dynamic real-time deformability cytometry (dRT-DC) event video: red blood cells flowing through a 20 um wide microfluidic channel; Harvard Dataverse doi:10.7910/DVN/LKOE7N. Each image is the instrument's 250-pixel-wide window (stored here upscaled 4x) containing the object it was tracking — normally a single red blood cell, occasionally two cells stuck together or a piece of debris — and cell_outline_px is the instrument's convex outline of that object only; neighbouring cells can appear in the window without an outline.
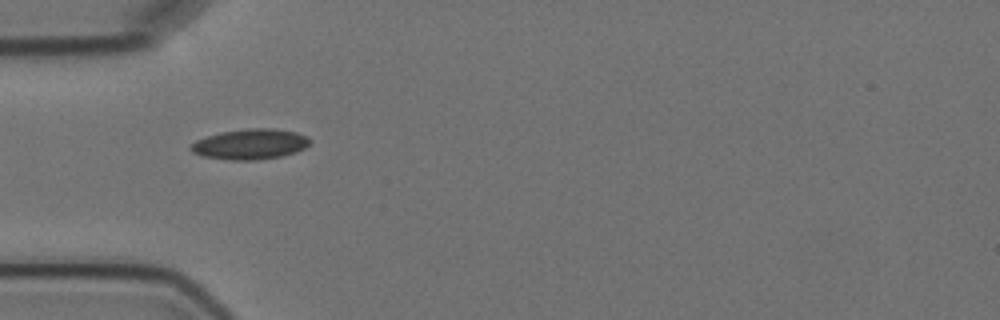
{"species": "Egyptian fruit bat (a non-hibernating species)", "species_latin": "Rousettus aegyptiacus", "temperature_condition": "cold", "stored_images_in_passage": 5, "camera_frame_rate_fps": 3000, "um_per_image_px": 0.085, "animal": {"sex": "female"}, "frame": {"image": 1, "passage_image": 4, "time_ms": 5.0, "image_size_px": [1000, 320], "cell_outline_px": [[312, 140], [304, 148], [296, 152], [280, 156], [256, 160], [232, 160], [200, 156], [192, 152], [188, 148], [196, 140], [220, 132], [248, 128], [272, 128], [296, 132]], "centroid_in_image_um": [21.23, 12.25], "position_along_channel_um": 63.8, "area_um2": 21.04}}
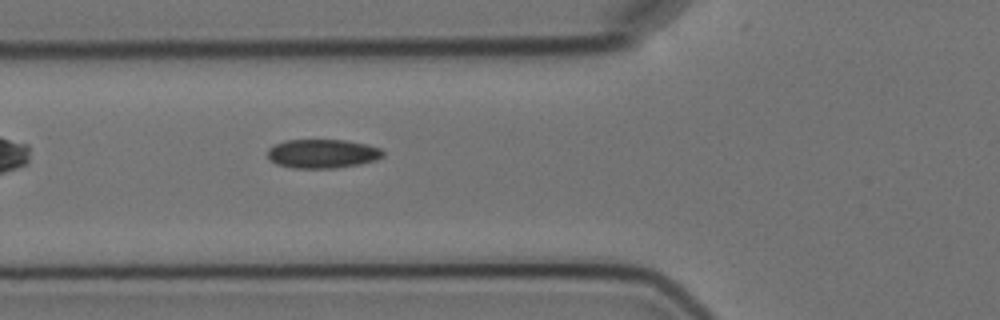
{"frame": {"image": 2, "passage_image": 5, "time_ms": 6.0, "image_size_px": [1000, 320], "cell_outline_px": [[384, 156], [376, 160], [360, 164], [336, 168], [292, 168], [276, 164], [268, 160], [268, 148], [284, 140], [344, 140], [364, 144], [380, 148], [384, 152]], "centroid_in_image_um": [27.39, 13.07], "position_along_channel_um": 98.4, "area_um2": 19.54}}